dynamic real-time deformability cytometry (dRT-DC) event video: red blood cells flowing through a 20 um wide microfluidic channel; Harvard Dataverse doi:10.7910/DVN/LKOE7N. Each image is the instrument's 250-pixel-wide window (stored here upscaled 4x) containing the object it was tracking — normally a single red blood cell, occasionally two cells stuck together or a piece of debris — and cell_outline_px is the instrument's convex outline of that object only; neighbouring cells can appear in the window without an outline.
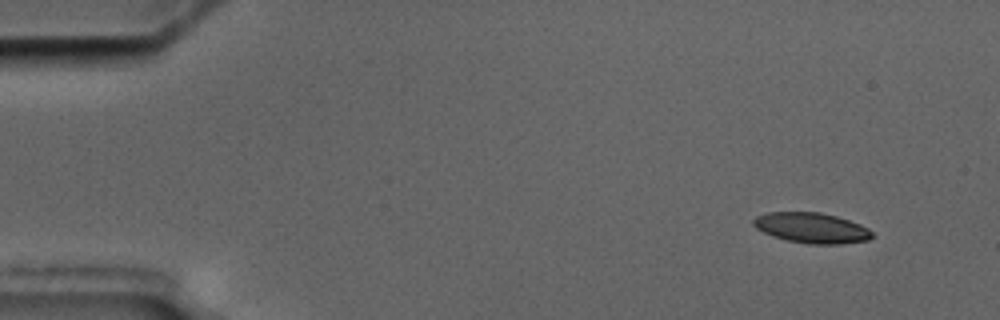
{"species": "common noctule bat (a hibernating species)", "species_latin": "Nyctalus noctula", "temperature_condition": "cold", "stored_images_in_passage": 6, "segment_of_instrument_passage": [2, 2], "camera_frame_rate_fps": 3000, "um_per_image_px": 0.085, "animal": {"sex": "male", "body_mass_g": 17.5, "forearm_length_mm": 52.3}, "frame": {"image": 1, "passage_image": 6, "time_ms": 7.333, "image_size_px": [1000, 320], "cell_outline_px": [[876, 236], [868, 240], [840, 244], [808, 244], [788, 240], [772, 236], [756, 228], [752, 224], [752, 220], [756, 216], [768, 212], [820, 212], [836, 216], [860, 224], [868, 228]], "centroid_in_image_um": [68.99, 19.37], "position_along_channel_um": 16.0, "area_um2": 21.1}}